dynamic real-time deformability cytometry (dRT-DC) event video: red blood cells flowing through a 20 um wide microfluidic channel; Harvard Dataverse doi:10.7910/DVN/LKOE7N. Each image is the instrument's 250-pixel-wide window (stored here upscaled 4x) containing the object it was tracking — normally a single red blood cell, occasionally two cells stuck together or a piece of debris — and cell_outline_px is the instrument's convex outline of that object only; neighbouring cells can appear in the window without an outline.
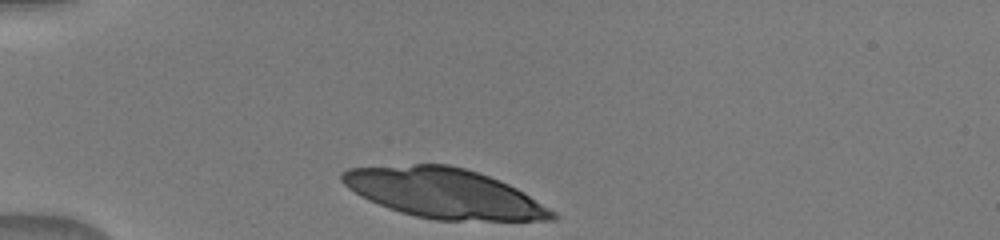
{"species": "human", "species_latin": "Homo sapiens", "temperature_condition": "warm", "stored_images_in_passage": 37, "camera_frame_rate_fps": 3000, "um_per_image_px": 0.085, "donor": {"sex": "male"}, "frame": {"image": 1, "passage_image": 1, "time_ms": 0.0, "image_size_px": [1000, 240], "cell_outline_px": [[560, 216], [556, 220], [436, 220], [416, 216], [400, 212], [388, 208], [368, 200], [360, 196], [348, 188], [340, 180], [340, 172], [348, 168], [412, 164], [448, 164], [464, 168], [500, 180], [524, 192], [556, 212]], "centroid_in_image_um": [37.73, 16.42], "position_along_channel_um": 47.3, "area_um2": 60.86}}